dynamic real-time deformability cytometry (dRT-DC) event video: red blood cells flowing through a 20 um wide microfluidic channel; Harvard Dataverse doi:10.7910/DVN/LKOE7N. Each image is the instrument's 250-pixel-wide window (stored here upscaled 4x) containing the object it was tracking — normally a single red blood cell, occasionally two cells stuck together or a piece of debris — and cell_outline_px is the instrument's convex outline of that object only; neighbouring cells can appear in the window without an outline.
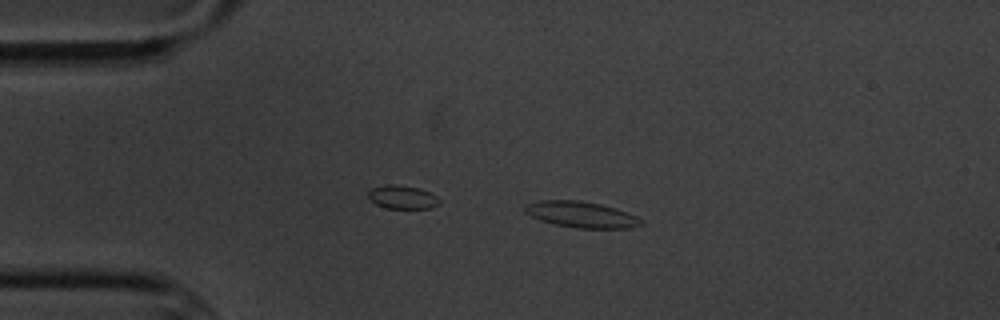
{"species": "common noctule bat (a hibernating species)", "species_latin": "Nyctalus noctula", "temperature_condition": "cold", "stored_images_in_passage": 4, "camera_frame_rate_fps": 3000, "um_per_image_px": 0.085, "animal": {"sex": "male", "body_mass_g": 20.1, "forearm_length_mm": 53.5}, "frame": {"image": 1, "passage_image": 3, "time_ms": 2.333, "image_size_px": [1000, 320], "cell_outline_px": [[644, 224], [628, 228], [580, 228], [556, 224], [540, 220], [524, 212], [524, 204], [540, 200], [580, 200], [600, 204], [616, 208], [628, 212], [644, 220]], "centroid_in_image_um": [49.42, 18.22], "position_along_channel_um": 35.6, "area_um2": 17.69}}